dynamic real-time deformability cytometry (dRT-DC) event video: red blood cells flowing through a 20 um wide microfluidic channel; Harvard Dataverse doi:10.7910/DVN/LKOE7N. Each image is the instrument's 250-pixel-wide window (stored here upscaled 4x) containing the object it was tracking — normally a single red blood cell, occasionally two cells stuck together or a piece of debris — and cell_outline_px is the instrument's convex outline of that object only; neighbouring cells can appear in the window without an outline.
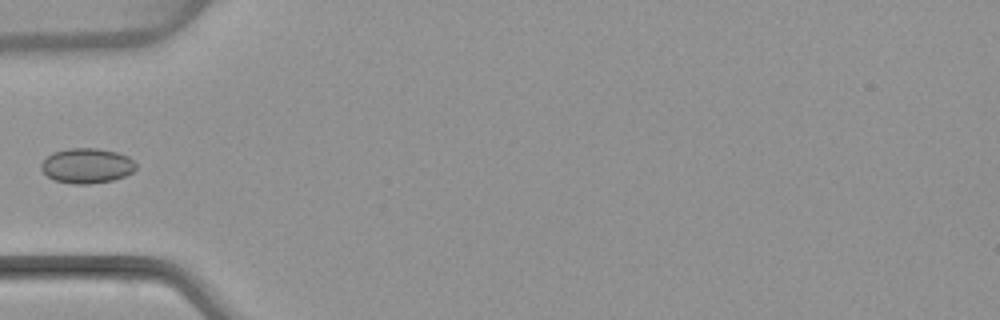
{"species": "common noctule bat (a hibernating species)", "species_latin": "Nyctalus noctula", "temperature_condition": "warm", "stored_images_in_passage": 5, "camera_frame_rate_fps": 3000, "um_per_image_px": 0.085, "animal": {"sex": "female", "body_mass_g": 22.7, "forearm_length_mm": 54.2}, "frame": {"image": 1, "passage_image": 5, "time_ms": 5.667, "image_size_px": [1000, 320], "cell_outline_px": [[136, 168], [132, 172], [124, 176], [112, 180], [88, 184], [72, 184], [56, 180], [48, 176], [40, 168], [40, 164], [52, 152], [68, 148], [100, 148], [116, 152], [128, 156], [136, 164]], "centroid_in_image_um": [7.38, 14.07], "position_along_channel_um": 77.6, "area_um2": 19.31}}